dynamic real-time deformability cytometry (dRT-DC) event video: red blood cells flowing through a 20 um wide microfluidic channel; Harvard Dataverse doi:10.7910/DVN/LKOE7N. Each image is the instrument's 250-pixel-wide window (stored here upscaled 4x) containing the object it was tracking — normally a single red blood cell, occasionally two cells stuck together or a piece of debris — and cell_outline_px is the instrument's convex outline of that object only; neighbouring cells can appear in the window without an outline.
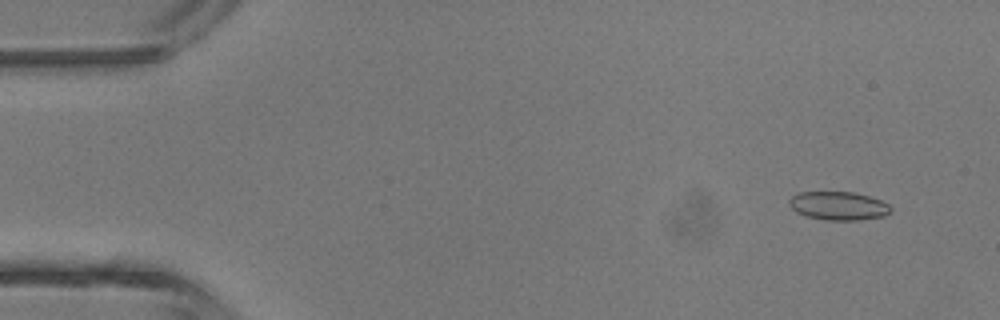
{"species": "common noctule bat (a hibernating species)", "species_latin": "Nyctalus noctula", "temperature_condition": "room temperature", "stored_images_in_passage": 5, "camera_frame_rate_fps": 3000, "um_per_image_px": 0.085, "animal": {"sex": "male", "body_mass_g": 13.3}, "frame": {"image": 1, "passage_image": 2, "time_ms": 1.0, "image_size_px": [1000, 320], "cell_outline_px": [[892, 212], [884, 216], [860, 220], [824, 220], [808, 216], [796, 212], [788, 204], [788, 200], [792, 196], [800, 192], [852, 192], [868, 196], [880, 200], [888, 204], [892, 208]], "centroid_in_image_um": [71.28, 17.5], "position_along_channel_um": 13.7, "area_um2": 16.88}}
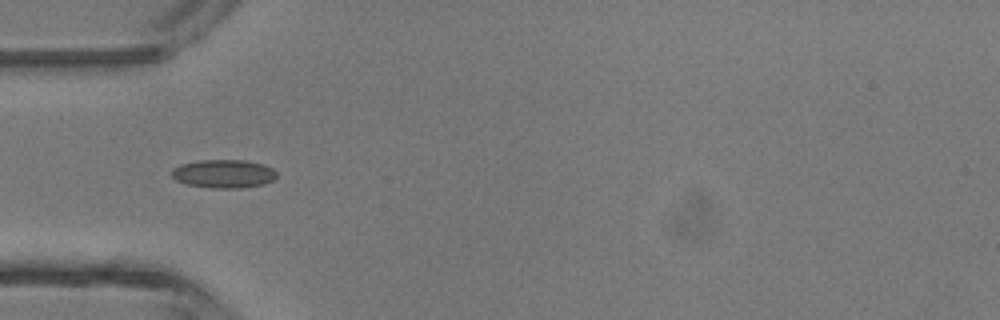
{"frame": {"image": 2, "passage_image": 5, "time_ms": 4.667, "image_size_px": [1000, 320], "cell_outline_px": [[276, 176], [272, 180], [264, 184], [240, 188], [212, 188], [188, 184], [176, 180], [172, 176], [172, 168], [180, 164], [200, 160], [244, 160], [264, 164], [272, 168], [276, 172]], "centroid_in_image_um": [19.01, 14.76], "position_along_channel_um": 66.0, "area_um2": 17.34}}